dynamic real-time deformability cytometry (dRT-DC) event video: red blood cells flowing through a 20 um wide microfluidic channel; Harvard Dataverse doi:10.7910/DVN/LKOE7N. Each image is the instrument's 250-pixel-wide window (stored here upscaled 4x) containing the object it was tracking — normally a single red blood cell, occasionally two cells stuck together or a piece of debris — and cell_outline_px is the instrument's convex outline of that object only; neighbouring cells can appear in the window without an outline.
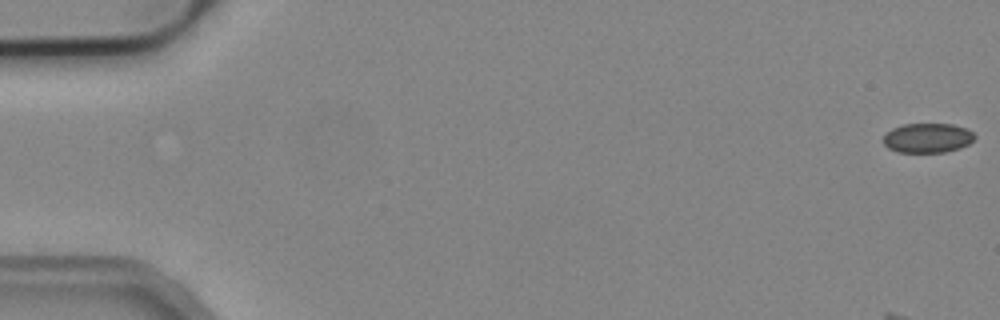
{"species": "common noctule bat (a hibernating species)", "species_latin": "Nyctalus noctula", "temperature_condition": "cold", "stored_images_in_passage": 55, "camera_frame_rate_fps": 3000, "um_per_image_px": 0.085, "animal": {"sex": "male", "body_mass_g": 19.2, "forearm_length_mm": 51.8}, "frame": {"image": 1, "passage_image": 1, "time_ms": 0.0, "image_size_px": [1000, 320], "cell_outline_px": [[976, 136], [968, 144], [960, 148], [944, 152], [896, 152], [888, 148], [880, 140], [892, 128], [904, 124], [952, 124], [968, 128]], "centroid_in_image_um": [78.82, 11.72], "position_along_channel_um": 6.2, "area_um2": 15.84}}
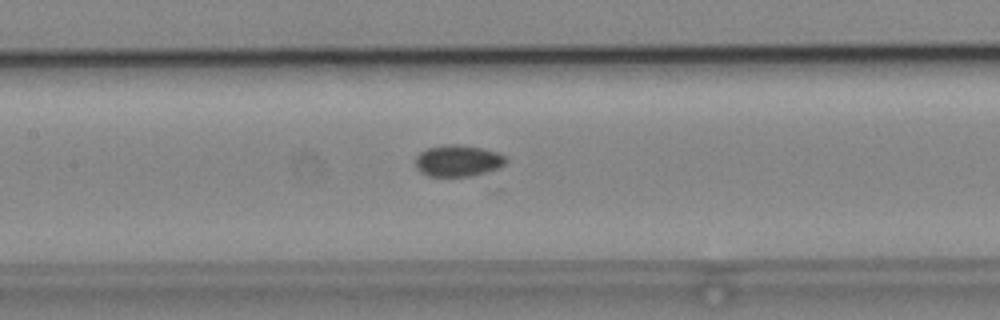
{"frame": {"image": 2, "passage_image": 26, "time_ms": 8.333, "image_size_px": [1000, 320], "cell_outline_px": [[508, 160], [504, 164], [496, 168], [484, 172], [468, 176], [428, 176], [420, 172], [416, 168], [416, 156], [420, 152], [428, 148], [444, 144], [456, 144], [480, 148], [496, 152], [504, 156]], "centroid_in_image_um": [38.88, 13.66], "position_along_channel_um": 168.5, "area_um2": 16.36}}
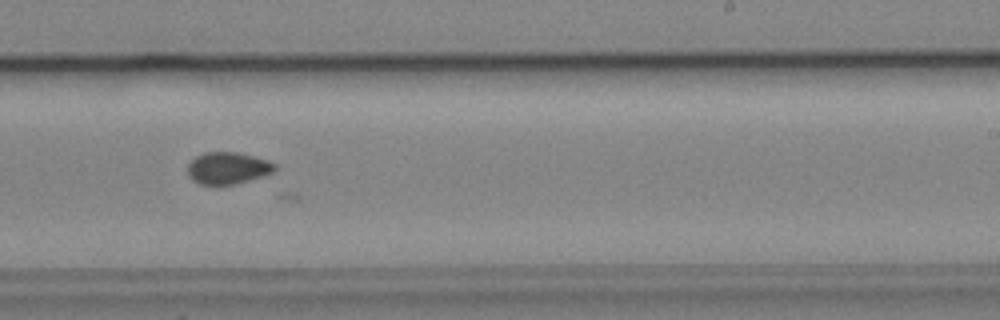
{"frame": {"image": 3, "passage_image": 34, "time_ms": 11.0, "image_size_px": [1000, 320], "cell_outline_px": [[276, 168], [272, 172], [264, 176], [236, 184], [200, 184], [192, 180], [188, 176], [188, 164], [196, 156], [204, 152], [236, 152], [268, 160], [276, 164]], "centroid_in_image_um": [19.36, 14.29], "position_along_channel_um": 269.6, "area_um2": 16.18}}